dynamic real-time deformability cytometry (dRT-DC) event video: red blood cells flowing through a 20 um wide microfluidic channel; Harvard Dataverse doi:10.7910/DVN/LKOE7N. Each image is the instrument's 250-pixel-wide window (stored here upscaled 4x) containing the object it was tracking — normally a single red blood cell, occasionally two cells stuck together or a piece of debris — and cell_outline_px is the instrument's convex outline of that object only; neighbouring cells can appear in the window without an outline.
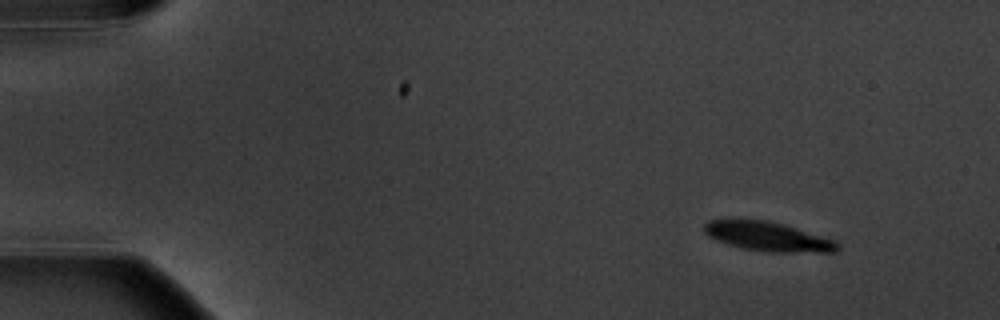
{"species": "common noctule bat (a hibernating species)", "species_latin": "Nyctalus noctula", "temperature_condition": "warm", "stored_images_in_passage": 4, "camera_frame_rate_fps": 3000, "um_per_image_px": 0.085, "animal": {"sex": "male", "body_mass_g": 20.1, "forearm_length_mm": 53.5}, "frame": {"image": 1, "passage_image": 1, "time_ms": 0.0, "image_size_px": [1000, 320], "cell_outline_px": [[840, 248], [836, 252], [768, 252], [740, 248], [716, 240], [708, 236], [704, 232], [704, 224], [708, 220], [768, 220], [784, 224], [836, 240], [840, 244]], "centroid_in_image_um": [65.3, 20.11], "position_along_channel_um": 19.7, "area_um2": 22.83}}
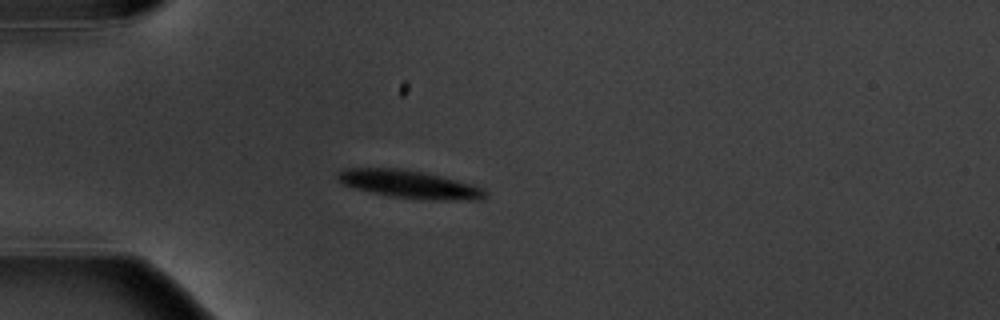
{"frame": {"image": 2, "passage_image": 4, "time_ms": 3.333, "image_size_px": [1000, 320], "cell_outline_px": [[488, 196], [476, 200], [436, 200], [388, 196], [356, 188], [344, 184], [336, 180], [336, 172], [344, 168], [400, 168], [440, 176], [472, 184], [484, 188]], "centroid_in_image_um": [34.78, 15.66], "position_along_channel_um": 50.2, "area_um2": 23.87}}